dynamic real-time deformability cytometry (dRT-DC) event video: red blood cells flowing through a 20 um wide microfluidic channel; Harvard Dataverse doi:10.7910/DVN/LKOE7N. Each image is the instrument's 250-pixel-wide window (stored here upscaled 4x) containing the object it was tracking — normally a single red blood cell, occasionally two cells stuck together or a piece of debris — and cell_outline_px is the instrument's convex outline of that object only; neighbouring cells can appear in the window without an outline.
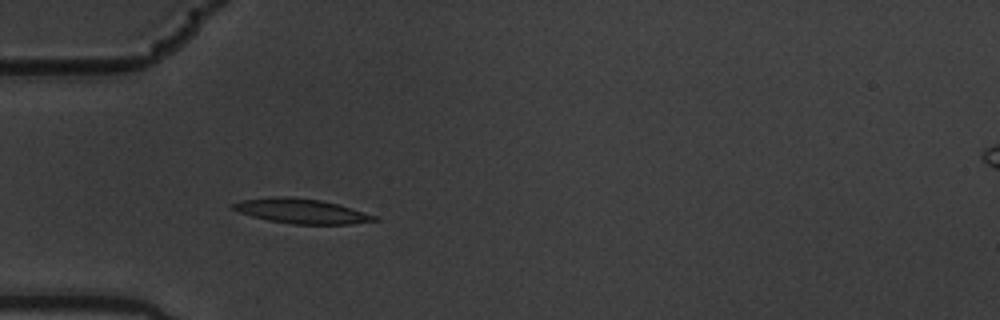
{"species": "common noctule bat (a hibernating species)", "species_latin": "Nyctalus noctula", "temperature_condition": "warm", "stored_images_in_passage": 4, "camera_frame_rate_fps": 3000, "um_per_image_px": 0.085, "animal": {"sex": "male", "body_mass_g": 19.5, "forearm_length_mm": 54.6}, "frame": {"image": 1, "passage_image": 4, "time_ms": 1.0, "image_size_px": [1000, 320], "cell_outline_px": [[380, 220], [352, 224], [292, 224], [268, 220], [252, 216], [228, 208], [228, 204], [244, 200], [272, 196], [284, 196], [320, 200], [336, 204], [376, 216]], "centroid_in_image_um": [25.54, 17.94], "position_along_channel_um": 59.5, "area_um2": 20.23}}